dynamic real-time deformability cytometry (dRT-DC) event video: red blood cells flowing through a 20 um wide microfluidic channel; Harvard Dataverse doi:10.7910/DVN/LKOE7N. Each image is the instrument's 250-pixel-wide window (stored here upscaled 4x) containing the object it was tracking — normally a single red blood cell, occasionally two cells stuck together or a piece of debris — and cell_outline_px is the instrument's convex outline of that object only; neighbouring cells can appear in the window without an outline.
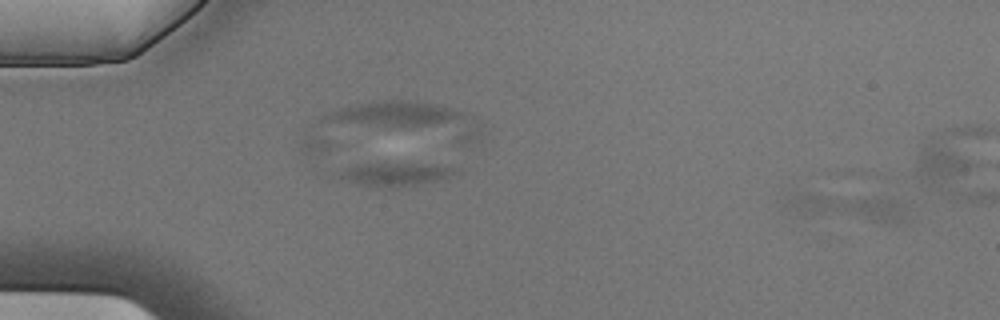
{"species": "Egyptian fruit bat (a non-hibernating species)", "species_latin": "Rousettus aegyptiacus", "temperature_condition": "cold", "stored_images_in_passage": 6, "camera_frame_rate_fps": 3000, "um_per_image_px": 0.085, "animal": {"sex": "male"}, "frame": {"image": 1, "passage_image": 2, "time_ms": 0.333, "image_size_px": [1000, 320], "cell_outline_px": [[908, 220], [896, 224], [800, 216], [780, 204], [776, 200], [800, 192], [808, 192], [892, 196], [908, 204]], "centroid_in_image_um": [72.05, 17.59], "position_along_channel_um": 13.0, "area_um2": 22.08}}